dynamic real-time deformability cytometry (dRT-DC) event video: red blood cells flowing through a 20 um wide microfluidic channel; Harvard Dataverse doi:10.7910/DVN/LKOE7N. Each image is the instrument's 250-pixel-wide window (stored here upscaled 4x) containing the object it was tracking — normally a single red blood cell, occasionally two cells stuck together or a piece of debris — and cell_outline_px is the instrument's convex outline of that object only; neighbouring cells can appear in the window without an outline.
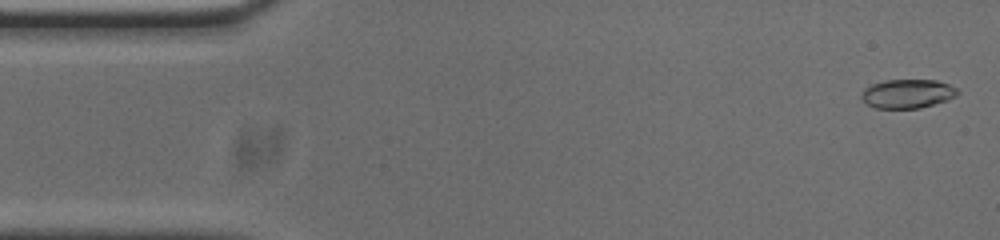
{"species": "common noctule bat (a hibernating species)", "species_latin": "Nyctalus noctula", "temperature_condition": "cold", "stored_images_in_passage": 53, "camera_frame_rate_fps": 3000, "um_per_image_px": 0.085, "animal": {"sex": "male", "body_mass_g": 20.0, "forearm_length_mm": 53.3}, "frame": {"image": 1, "passage_image": 2, "time_ms": 0.333, "image_size_px": [1000, 240], "cell_outline_px": [[960, 92], [956, 96], [948, 100], [920, 108], [876, 108], [868, 104], [860, 96], [860, 92], [864, 88], [872, 84], [884, 80], [936, 80], [948, 84], [956, 88]], "centroid_in_image_um": [77.14, 7.96], "position_along_channel_um": 7.9, "area_um2": 16.24}}
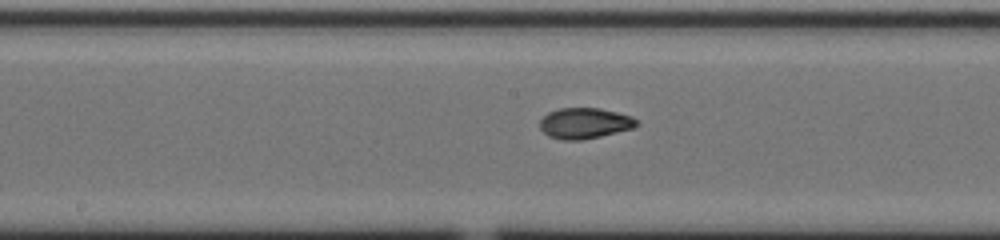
{"frame": {"image": 2, "passage_image": 26, "time_ms": 8.333, "image_size_px": [1000, 240], "cell_outline_px": [[640, 124], [632, 128], [600, 136], [580, 140], [564, 140], [548, 136], [540, 128], [540, 120], [548, 112], [560, 108], [600, 108], [632, 116], [640, 120]], "centroid_in_image_um": [49.71, 10.47], "position_along_channel_um": 198.5, "area_um2": 17.34}}
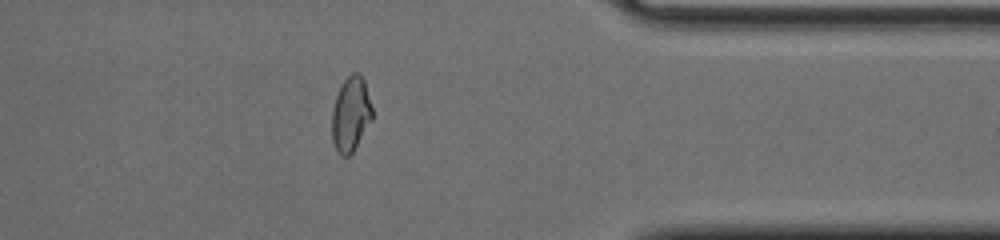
{"frame": {"image": 3, "passage_image": 42, "time_ms": 13.667, "image_size_px": [1000, 240], "cell_outline_px": [[372, 120], [352, 152], [348, 156], [340, 156], [336, 152], [332, 140], [332, 108], [336, 96], [344, 80], [352, 72], [360, 72], [364, 80], [372, 108]], "centroid_in_image_um": [29.8, 9.71], "position_along_channel_um": 381.6, "area_um2": 17.57}, "authors_computed_cell_mechanics": {"area_um2": 17.3978, "velocity_mm_per_s": 3.7916, "shape_relaxation_time_tau1_ms": 8.9243, "shape_relaxation_time_tau2_ms": 1.7778, "deformation_change_tau1": 0.2252, "deformation_change_tau2": 0.06}}